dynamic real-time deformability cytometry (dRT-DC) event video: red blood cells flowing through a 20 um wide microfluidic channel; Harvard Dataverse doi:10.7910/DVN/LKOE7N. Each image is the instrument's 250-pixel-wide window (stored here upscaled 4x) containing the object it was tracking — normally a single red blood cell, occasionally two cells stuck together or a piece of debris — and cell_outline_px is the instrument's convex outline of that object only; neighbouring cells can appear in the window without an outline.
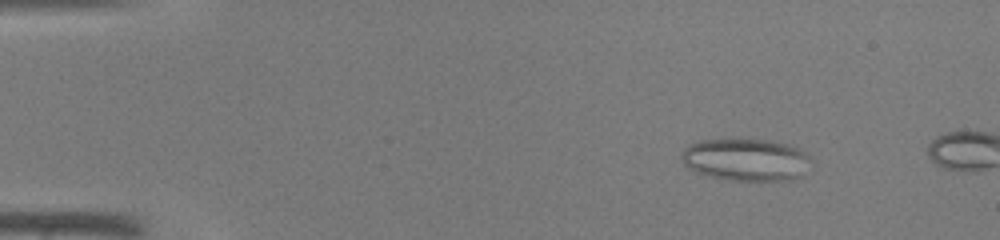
{"species": "common noctule bat (a hibernating species)", "species_latin": "Nyctalus noctula", "temperature_condition": "warm", "stored_images_in_passage": 8, "camera_frame_rate_fps": 3000, "um_per_image_px": 0.085, "animal": {"sex": "male", "body_mass_g": 19.0, "forearm_length_mm": 50.8}, "frame": {"image": 1, "passage_image": 5, "time_ms": 1.333, "image_size_px": [1000, 240], "cell_outline_px": [[812, 160], [800, 176], [788, 180], [728, 180], [696, 172], [688, 168], [684, 164], [680, 156], [684, 148], [688, 144], [704, 140], [772, 140], [788, 144], [800, 148]], "centroid_in_image_um": [63.39, 13.57], "position_along_channel_um": 21.6, "area_um2": 31.73}}